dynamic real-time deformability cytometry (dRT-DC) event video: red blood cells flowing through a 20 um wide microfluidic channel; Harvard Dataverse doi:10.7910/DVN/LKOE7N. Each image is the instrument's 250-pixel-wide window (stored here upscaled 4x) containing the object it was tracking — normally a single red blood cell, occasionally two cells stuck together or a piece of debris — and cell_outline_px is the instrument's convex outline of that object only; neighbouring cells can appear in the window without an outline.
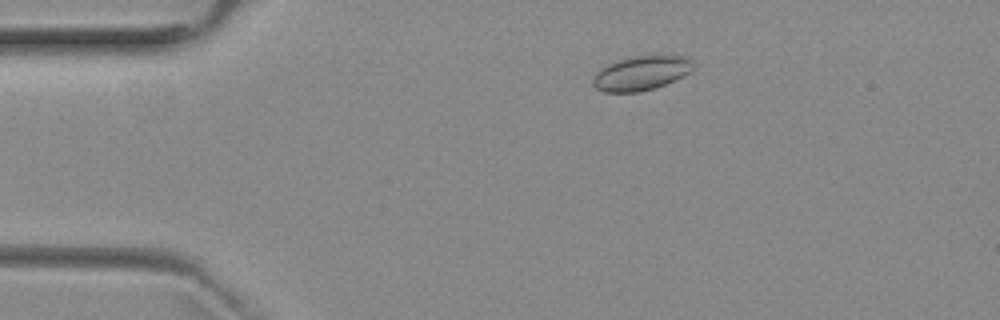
{"species": "common noctule bat (a hibernating species)", "species_latin": "Nyctalus noctula", "temperature_condition": "room temperature", "stored_images_in_passage": 5, "camera_frame_rate_fps": 3000, "um_per_image_px": 0.085, "animal": {"sex": "female", "body_mass_g": 29.2, "forearm_length_mm": 56.3}, "frame": {"image": 1, "passage_image": 3, "time_ms": 2.333, "image_size_px": [1000, 320], "cell_outline_px": [[692, 72], [676, 80], [652, 88], [636, 92], [604, 92], [596, 88], [592, 84], [592, 80], [596, 72], [600, 68], [616, 60], [628, 56], [692, 56]], "centroid_in_image_um": [54.5, 6.2], "position_along_channel_um": 30.5, "area_um2": 20.17}}
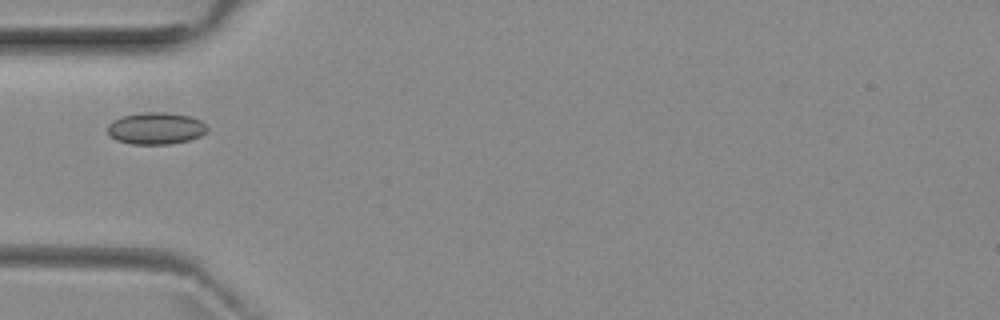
{"frame": {"image": 2, "passage_image": 5, "time_ms": 4.667, "image_size_px": [1000, 320], "cell_outline_px": [[208, 128], [200, 136], [188, 140], [168, 144], [132, 144], [116, 140], [108, 132], [108, 124], [112, 120], [120, 116], [144, 112], [164, 112], [192, 116], [200, 120]], "centroid_in_image_um": [13.23, 10.9], "position_along_channel_um": 71.8, "area_um2": 18.5}}